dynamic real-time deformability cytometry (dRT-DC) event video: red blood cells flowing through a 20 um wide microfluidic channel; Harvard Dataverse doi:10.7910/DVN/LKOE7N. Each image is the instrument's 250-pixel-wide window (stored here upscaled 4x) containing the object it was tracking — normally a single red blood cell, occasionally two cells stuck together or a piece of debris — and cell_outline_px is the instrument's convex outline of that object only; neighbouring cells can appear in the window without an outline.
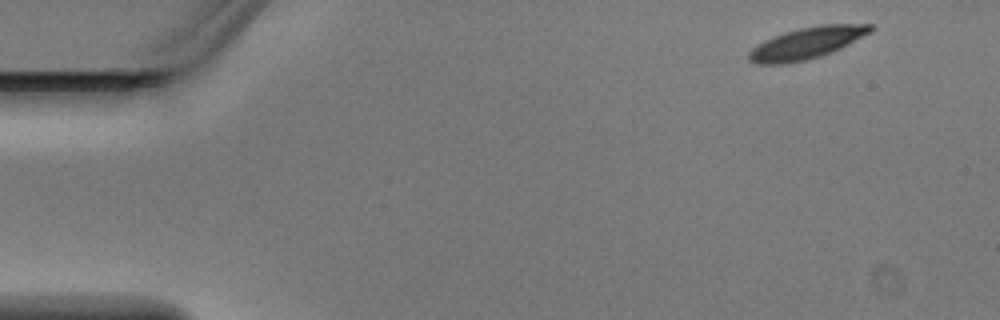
{"species": "Egyptian fruit bat (a non-hibernating species)", "species_latin": "Rousettus aegyptiacus", "temperature_condition": "warm", "stored_images_in_passage": 4, "camera_frame_rate_fps": 3000, "um_per_image_px": 0.085, "animal": {"sex": "male"}, "frame": {"image": 1, "passage_image": 1, "time_ms": 0.0, "image_size_px": [1000, 320], "cell_outline_px": [[876, 28], [872, 32], [840, 48], [820, 56], [804, 60], [784, 64], [756, 64], [748, 60], [748, 52], [756, 44], [764, 40], [784, 32], [800, 28], [820, 24], [872, 24]], "centroid_in_image_um": [68.57, 3.65], "position_along_channel_um": 16.4, "area_um2": 22.43}}